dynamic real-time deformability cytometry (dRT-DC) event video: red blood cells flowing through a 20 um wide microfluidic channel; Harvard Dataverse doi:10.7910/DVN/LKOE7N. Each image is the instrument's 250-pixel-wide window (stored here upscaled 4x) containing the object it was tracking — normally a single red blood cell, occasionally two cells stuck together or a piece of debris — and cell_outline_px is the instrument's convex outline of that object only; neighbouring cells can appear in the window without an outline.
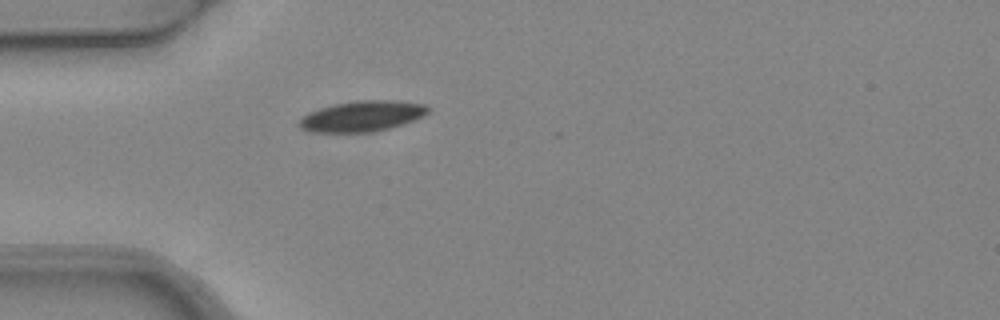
{"species": "common noctule bat (a hibernating species)", "species_latin": "Nyctalus noctula", "temperature_condition": "warm", "stored_images_in_passage": 1, "camera_frame_rate_fps": 3000, "um_per_image_px": 0.085, "animal": {"sex": "female", "body_mass_g": 24.6, "forearm_length_mm": 56.2}, "frame": {"image": 1, "passage_image": 1, "time_ms": 0.0, "image_size_px": [1000, 320], "cell_outline_px": [[432, 108], [424, 116], [416, 120], [392, 128], [372, 132], [312, 132], [300, 128], [296, 124], [304, 116], [320, 108], [336, 104], [360, 100], [396, 100], [424, 104]], "centroid_in_image_um": [30.85, 9.88], "position_along_channel_um": 54.2, "area_um2": 23.12}}